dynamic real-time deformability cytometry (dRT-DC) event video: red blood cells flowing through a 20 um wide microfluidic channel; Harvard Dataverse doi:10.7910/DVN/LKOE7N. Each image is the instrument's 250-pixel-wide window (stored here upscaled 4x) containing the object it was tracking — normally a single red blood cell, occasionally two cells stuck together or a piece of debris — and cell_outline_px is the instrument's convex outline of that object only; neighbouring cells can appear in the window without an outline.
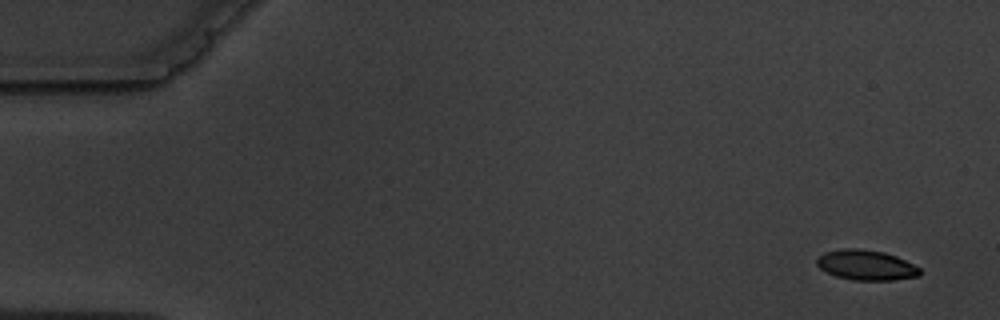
{"species": "common noctule bat (a hibernating species)", "species_latin": "Nyctalus noctula", "temperature_condition": "warm", "stored_images_in_passage": 3, "segment_of_instrument_passage": [2, 2], "camera_frame_rate_fps": 3000, "um_per_image_px": 0.085, "animal": {"sex": "male", "body_mass_g": 19.5, "forearm_length_mm": 54.6}, "frame": {"image": 1, "passage_image": 3, "time_ms": 2.333, "image_size_px": [1000, 320], "cell_outline_px": [[920, 276], [892, 280], [852, 280], [836, 276], [820, 268], [816, 264], [816, 260], [824, 252], [844, 248], [860, 248], [884, 252], [896, 256], [920, 268]], "centroid_in_image_um": [73.61, 22.53], "position_along_channel_um": 11.4, "area_um2": 18.03}}